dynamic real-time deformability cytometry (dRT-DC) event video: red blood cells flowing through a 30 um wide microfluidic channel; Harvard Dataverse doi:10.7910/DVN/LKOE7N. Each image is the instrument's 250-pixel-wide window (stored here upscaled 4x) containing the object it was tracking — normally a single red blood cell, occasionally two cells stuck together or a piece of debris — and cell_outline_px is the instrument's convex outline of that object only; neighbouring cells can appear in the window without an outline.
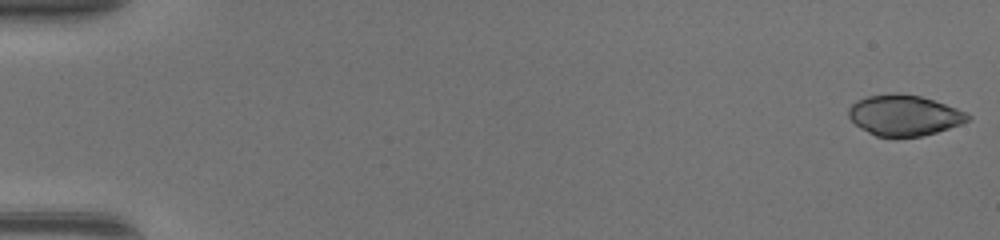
{"species": "common noctule bat (a hibernating species)", "species_latin": "Nyctalus noctula", "temperature_condition": "warm", "stored_images_in_passage": 48, "camera_frame_rate_fps": 3000, "um_per_image_px": 0.085, "animal": {"sex": "female", "body_mass_g": 17.0, "forearm_length_mm": 48.0}, "frame": {"image": 1, "passage_image": 1, "time_ms": 0.0, "image_size_px": [1000, 240], "cell_outline_px": [[972, 116], [968, 120], [960, 124], [936, 132], [920, 136], [876, 136], [860, 128], [848, 116], [848, 108], [856, 100], [868, 96], [896, 92], [920, 96], [968, 112]], "centroid_in_image_um": [76.84, 9.79], "position_along_channel_um": 8.2, "area_um2": 28.03}}
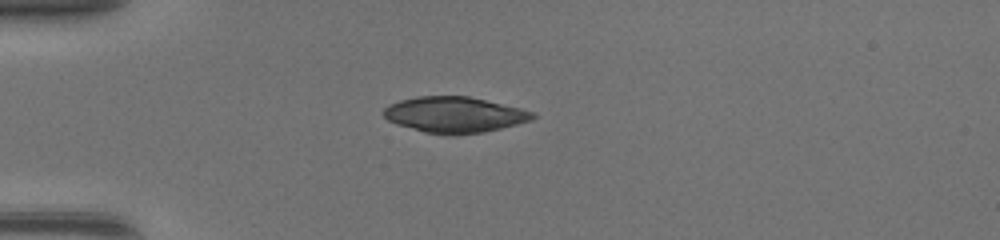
{"frame": {"image": 2, "passage_image": 14, "time_ms": 4.333, "image_size_px": [1000, 240], "cell_outline_px": [[536, 116], [532, 120], [484, 132], [424, 132], [396, 124], [388, 120], [384, 116], [384, 108], [388, 104], [400, 100], [416, 96], [468, 96], [520, 108], [532, 112]], "centroid_in_image_um": [38.6, 9.71], "position_along_channel_um": 46.4, "area_um2": 30.23}}